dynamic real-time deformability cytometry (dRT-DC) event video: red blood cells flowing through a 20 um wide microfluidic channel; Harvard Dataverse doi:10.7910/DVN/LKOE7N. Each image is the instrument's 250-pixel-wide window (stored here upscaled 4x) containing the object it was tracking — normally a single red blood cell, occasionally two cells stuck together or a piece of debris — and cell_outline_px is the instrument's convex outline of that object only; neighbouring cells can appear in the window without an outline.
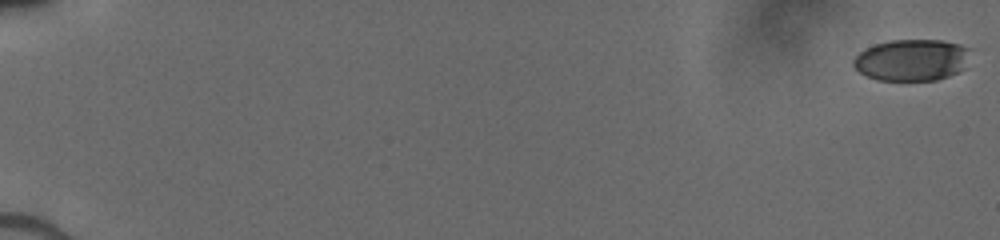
{"species": "human", "species_latin": "Homo sapiens", "temperature_condition": "cold", "stored_images_in_passage": 16, "camera_frame_rate_fps": 3000, "um_per_image_px": 0.085, "donor": {"sex": "male"}, "frame": {"image": 1, "passage_image": 1, "time_ms": 0.0, "image_size_px": [1000, 240], "cell_outline_px": [[972, 48], [968, 68], [948, 76], [936, 80], [876, 80], [860, 72], [852, 64], [852, 60], [860, 52], [876, 44], [888, 40], [940, 40], [960, 44]], "centroid_in_image_um": [77.59, 5.1], "position_along_channel_um": 7.4, "area_um2": 28.73}}
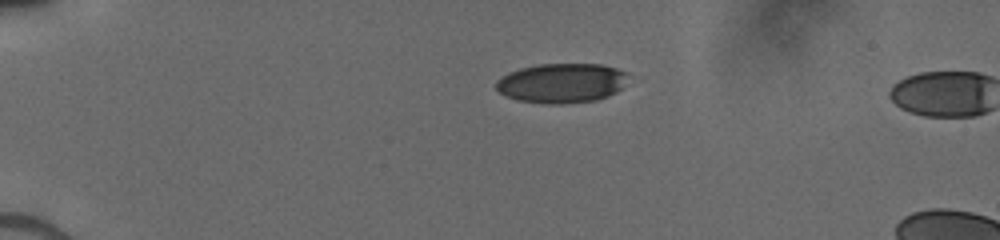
{"frame": {"image": 2, "passage_image": 14, "time_ms": 4.333, "image_size_px": [1000, 240], "cell_outline_px": [[624, 72], [620, 88], [616, 92], [608, 96], [596, 100], [560, 104], [548, 104], [516, 100], [504, 96], [496, 88], [496, 80], [508, 72], [520, 68], [540, 64], [600, 64], [616, 68]], "centroid_in_image_um": [47.64, 7.07], "position_along_channel_um": 37.4, "area_um2": 30.17}}